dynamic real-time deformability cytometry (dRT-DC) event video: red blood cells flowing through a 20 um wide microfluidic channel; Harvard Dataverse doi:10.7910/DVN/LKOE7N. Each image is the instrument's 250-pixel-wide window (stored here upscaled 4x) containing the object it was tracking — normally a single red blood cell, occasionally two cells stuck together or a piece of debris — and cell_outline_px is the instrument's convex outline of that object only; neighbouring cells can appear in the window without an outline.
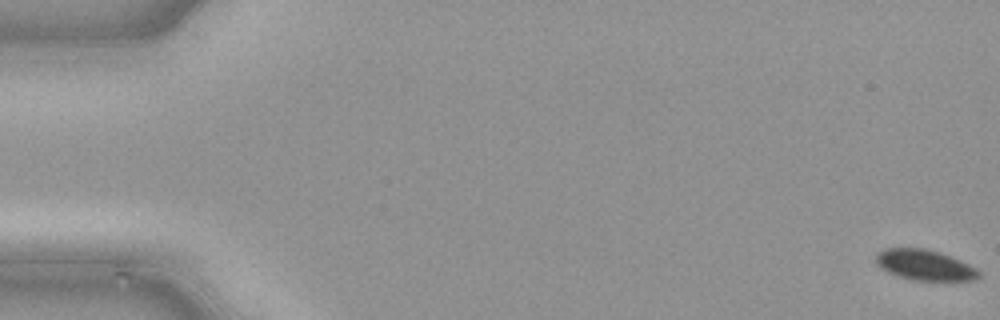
{"species": "common noctule bat (a hibernating species)", "species_latin": "Nyctalus noctula", "temperature_condition": "cold", "stored_images_in_passage": 9, "camera_frame_rate_fps": 3000, "um_per_image_px": 0.085, "animal": {"sex": "male", "body_mass_g": 21.5, "forearm_length_mm": 52.0}, "frame": {"image": 1, "passage_image": 1, "time_ms": 0.0, "image_size_px": [1000, 320], "cell_outline_px": [[980, 276], [976, 280], [912, 280], [888, 272], [880, 268], [876, 264], [876, 252], [884, 248], [924, 248], [940, 252], [960, 260], [976, 268], [980, 272]], "centroid_in_image_um": [78.58, 22.52], "position_along_channel_um": 6.4, "area_um2": 18.32}}